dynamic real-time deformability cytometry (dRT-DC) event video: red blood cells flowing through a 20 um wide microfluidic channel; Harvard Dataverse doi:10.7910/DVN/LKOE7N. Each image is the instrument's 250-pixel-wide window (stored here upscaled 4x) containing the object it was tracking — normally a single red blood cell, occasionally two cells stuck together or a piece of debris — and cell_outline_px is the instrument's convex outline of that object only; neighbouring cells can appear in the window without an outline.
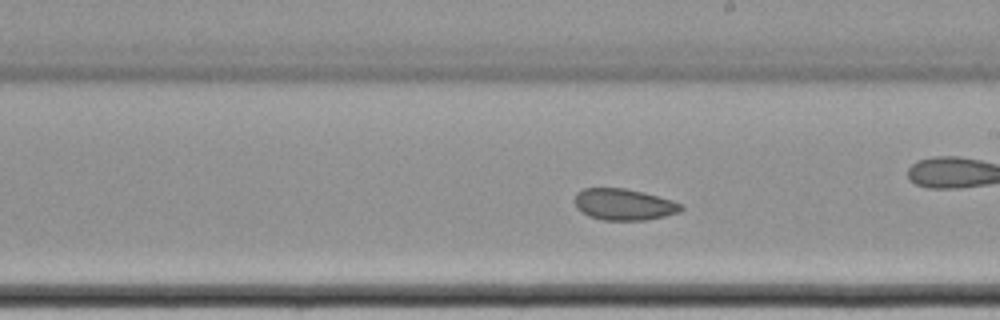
{"species": "common noctule bat (a hibernating species)", "species_latin": "Nyctalus noctula", "temperature_condition": "cold", "stored_images_in_passage": 61, "camera_frame_rate_fps": 3000, "um_per_image_px": 0.085, "animal": {"sex": "female", "body_mass_g": 22.7, "forearm_length_mm": 54.2}, "frame": {"image": 1, "passage_image": 35, "time_ms": 11.333, "image_size_px": [1000, 320], "cell_outline_px": [[684, 208], [680, 212], [664, 216], [644, 220], [604, 220], [588, 216], [580, 212], [576, 208], [576, 192], [584, 188], [624, 188], [644, 192], [672, 200], [684, 204]], "centroid_in_image_um": [53.04, 17.38], "position_along_channel_um": 236.0, "area_um2": 19.59}, "authors_computed_cell_mechanics": {"area_um2": 21.5016, "velocity_mm_per_s": 3.4035, "shape_relaxation_time_tau1_ms": null, "shape_relaxation_time_tau2_ms": 2.6545, "deformation_change_tau1": null, "deformation_change_tau2": 0.0635}}